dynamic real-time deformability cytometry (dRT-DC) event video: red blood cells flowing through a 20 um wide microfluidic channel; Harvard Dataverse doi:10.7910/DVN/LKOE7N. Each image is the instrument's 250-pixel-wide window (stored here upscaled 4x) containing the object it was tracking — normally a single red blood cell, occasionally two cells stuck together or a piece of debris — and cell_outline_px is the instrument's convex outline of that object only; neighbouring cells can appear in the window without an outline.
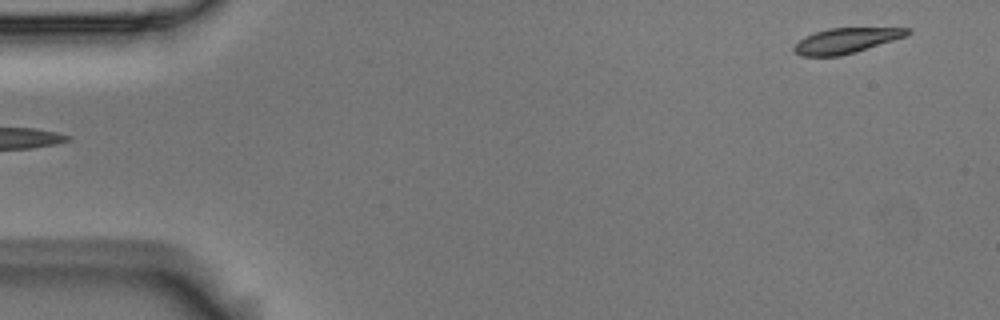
{"species": "Egyptian fruit bat (a non-hibernating species)", "species_latin": "Rousettus aegyptiacus", "temperature_condition": "room temperature", "stored_images_in_passage": 3, "segment_of_instrument_passage": [2, 2], "camera_frame_rate_fps": 3000, "um_per_image_px": 0.085, "animal": {"sex": "male"}, "frame": {"image": 1, "passage_image": 3, "time_ms": 0.667, "image_size_px": [1000, 320], "cell_outline_px": [[912, 32], [908, 36], [856, 52], [840, 56], [800, 56], [792, 52], [792, 48], [804, 36], [828, 28], [912, 28]], "centroid_in_image_um": [71.93, 3.46], "position_along_channel_um": 13.1, "area_um2": 16.88}}